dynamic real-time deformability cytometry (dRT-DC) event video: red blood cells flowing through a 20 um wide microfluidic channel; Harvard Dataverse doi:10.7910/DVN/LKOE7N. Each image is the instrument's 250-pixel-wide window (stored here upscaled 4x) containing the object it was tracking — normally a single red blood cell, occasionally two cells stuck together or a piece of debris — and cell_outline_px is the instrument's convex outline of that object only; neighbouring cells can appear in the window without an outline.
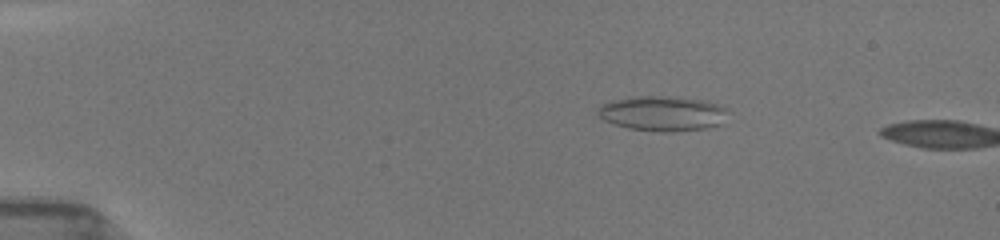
{"species": "common noctule bat (a hibernating species)", "species_latin": "Nyctalus noctula", "temperature_condition": "room temperature", "stored_images_in_passage": 9, "camera_frame_rate_fps": 3000, "um_per_image_px": 0.085, "animal": {"sex": "female", "body_mass_g": 19.5, "forearm_length_mm": 54.1}, "frame": {"image": 1, "passage_image": 7, "time_ms": 2.667, "image_size_px": [1000, 240], "cell_outline_px": [[728, 112], [720, 124], [708, 128], [668, 132], [660, 132], [628, 128], [604, 120], [596, 112], [604, 104], [612, 100], [636, 96], [680, 96], [704, 100], [716, 104], [724, 108]], "centroid_in_image_um": [56.33, 9.63], "position_along_channel_um": 28.7, "area_um2": 26.41}}